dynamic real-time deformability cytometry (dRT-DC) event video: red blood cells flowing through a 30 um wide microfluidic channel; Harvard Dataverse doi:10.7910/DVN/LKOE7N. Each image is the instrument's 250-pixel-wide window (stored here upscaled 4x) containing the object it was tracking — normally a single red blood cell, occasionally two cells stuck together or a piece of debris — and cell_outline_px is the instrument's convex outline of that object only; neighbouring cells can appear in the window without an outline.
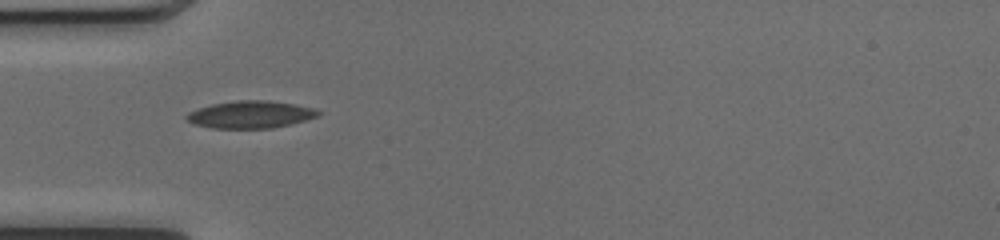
{"species": "common noctule bat (a hibernating species)", "species_latin": "Nyctalus noctula", "temperature_condition": "cold", "stored_images_in_passage": 35, "camera_frame_rate_fps": 3000, "um_per_image_px": 0.085, "animal": {"sex": "female", "body_mass_g": 17.0, "forearm_length_mm": 48.0}, "frame": {"image": 1, "passage_image": 1, "time_ms": 0.0, "image_size_px": [1000, 240], "cell_outline_px": [[324, 112], [320, 116], [292, 124], [272, 128], [212, 128], [192, 124], [184, 116], [188, 112], [196, 108], [212, 104], [240, 100], [268, 100], [296, 104], [312, 108]], "centroid_in_image_um": [21.31, 9.73], "position_along_channel_um": 63.7, "area_um2": 21.21}}
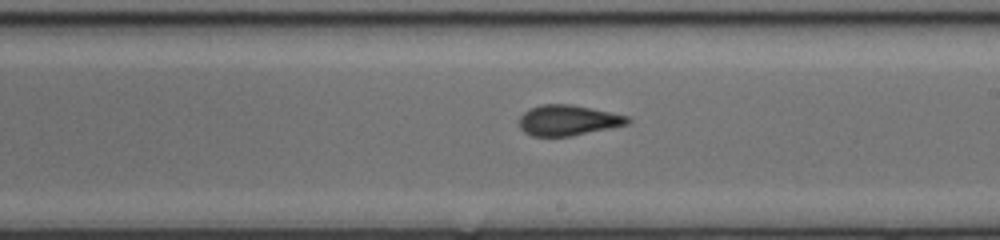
{"frame": {"image": 2, "passage_image": 14, "time_ms": 4.333, "image_size_px": [1000, 240], "cell_outline_px": [[632, 120], [628, 124], [572, 136], [532, 136], [524, 132], [520, 128], [520, 116], [528, 108], [540, 104], [572, 104], [628, 116]], "centroid_in_image_um": [48.26, 10.22], "position_along_channel_um": 240.7, "area_um2": 19.31}}
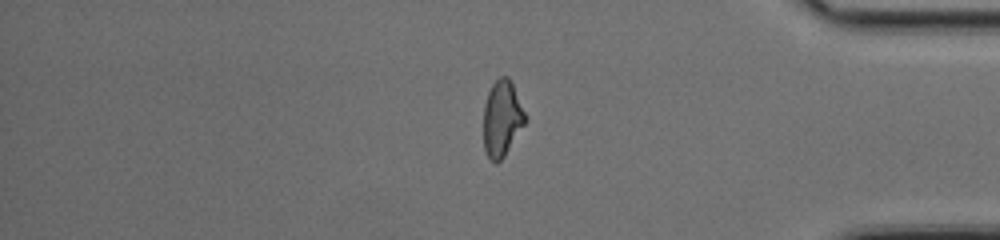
{"frame": {"image": 3, "passage_image": 27, "time_ms": 8.667, "image_size_px": [1000, 240], "cell_outline_px": [[528, 120], [504, 156], [496, 164], [488, 156], [484, 148], [484, 104], [488, 92], [492, 84], [500, 76], [508, 76], [512, 84]], "centroid_in_image_um": [42.67, 10.07], "position_along_channel_um": 392.5, "area_um2": 18.32}, "authors_computed_cell_mechanics": {"area_um2": 19.363, "velocity_mm_per_s": 4.1002, "shape_relaxation_time_tau1_ms": 9.5936, "shape_relaxation_time_tau2_ms": 1.5798, "deformation_change_tau1": 0.2369, "deformation_change_tau2": 0.0799}}